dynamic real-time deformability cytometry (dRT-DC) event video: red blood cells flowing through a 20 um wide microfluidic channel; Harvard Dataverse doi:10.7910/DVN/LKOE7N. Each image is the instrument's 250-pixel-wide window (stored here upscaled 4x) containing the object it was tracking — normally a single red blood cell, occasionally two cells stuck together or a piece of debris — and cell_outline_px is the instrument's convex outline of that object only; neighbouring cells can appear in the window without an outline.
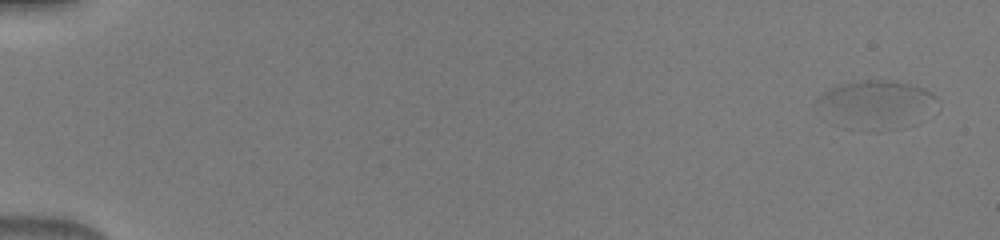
{"species": "human", "species_latin": "Homo sapiens", "temperature_condition": "warm", "stored_images_in_passage": 32, "camera_frame_rate_fps": 3000, "um_per_image_px": 0.085, "donor": {"sex": "male"}, "frame": {"image": 1, "passage_image": 1, "time_ms": 0.0, "image_size_px": [1000, 240], "cell_outline_px": [[936, 100], [880, 112], [844, 108], [824, 104], [816, 100], [824, 92], [840, 84], [860, 80], [892, 80], [924, 88], [932, 92], [936, 96]], "centroid_in_image_um": [74.43, 8.12], "position_along_channel_um": 10.6, "area_um2": 19.31}}
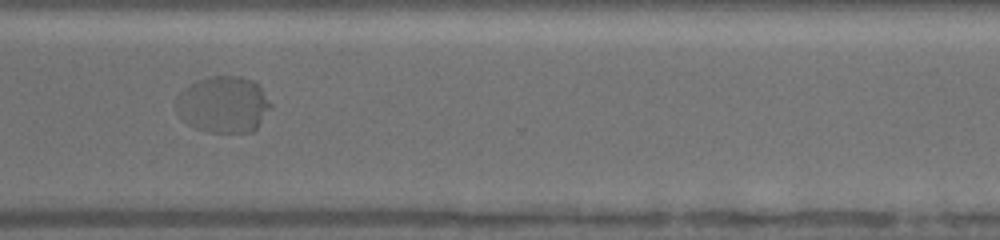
{"frame": {"image": 2, "passage_image": 27, "time_ms": 8.667, "image_size_px": [1000, 240], "cell_outline_px": [[272, 104], [256, 128], [252, 132], [208, 132], [196, 128], [188, 124], [176, 112], [176, 96], [188, 84], [212, 76], [240, 76], [256, 80], [260, 84]], "centroid_in_image_um": [18.99, 8.86], "position_along_channel_um": 351.6, "area_um2": 31.33}}
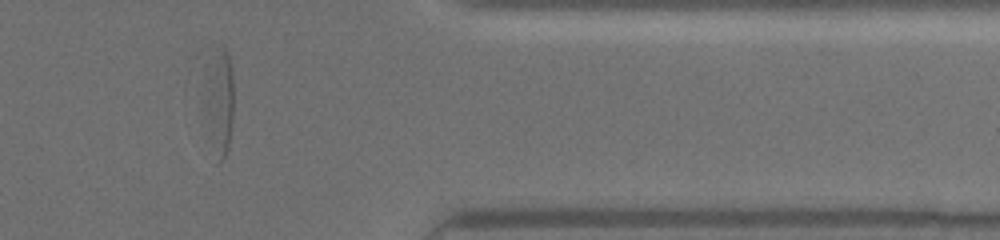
{"frame": {"image": 3, "passage_image": 29, "time_ms": 9.333, "image_size_px": [1000, 240], "cell_outline_px": [[232, 124], [228, 148], [224, 160], [220, 160], [204, 104], [200, 80], [220, 44], [224, 44], [228, 52], [232, 72]], "centroid_in_image_um": [18.62, 8.36], "position_along_channel_um": 392.8, "area_um2": 17.51}}